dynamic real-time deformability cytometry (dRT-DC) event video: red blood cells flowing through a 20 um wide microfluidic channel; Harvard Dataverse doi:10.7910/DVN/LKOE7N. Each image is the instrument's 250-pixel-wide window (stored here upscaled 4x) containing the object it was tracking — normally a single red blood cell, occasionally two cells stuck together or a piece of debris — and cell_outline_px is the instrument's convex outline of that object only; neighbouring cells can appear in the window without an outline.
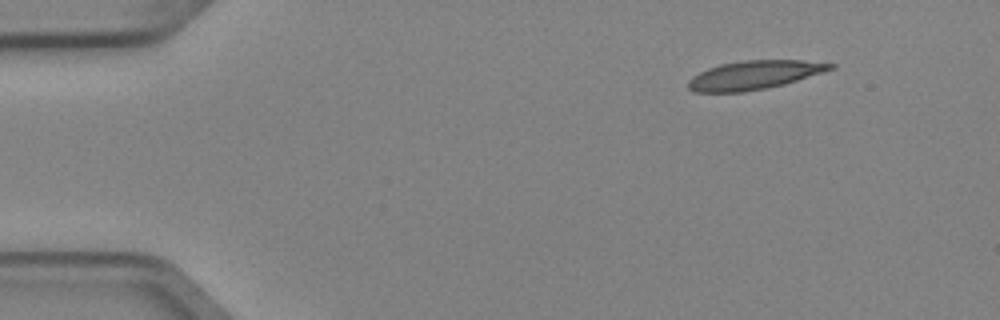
{"species": "Egyptian fruit bat (a non-hibernating species)", "species_latin": "Rousettus aegyptiacus", "temperature_condition": "cold", "stored_images_in_passage": 5, "camera_frame_rate_fps": 3000, "um_per_image_px": 0.085, "animal": {"sex": "female"}, "frame": {"image": 1, "passage_image": 1, "time_ms": 0.0, "image_size_px": [1000, 320], "cell_outline_px": [[836, 68], [824, 72], [784, 84], [768, 88], [744, 92], [692, 92], [688, 88], [688, 80], [692, 76], [708, 68], [720, 64], [744, 60], [804, 60], [836, 64]], "centroid_in_image_um": [64.11, 6.38], "position_along_channel_um": 20.9, "area_um2": 23.93}}
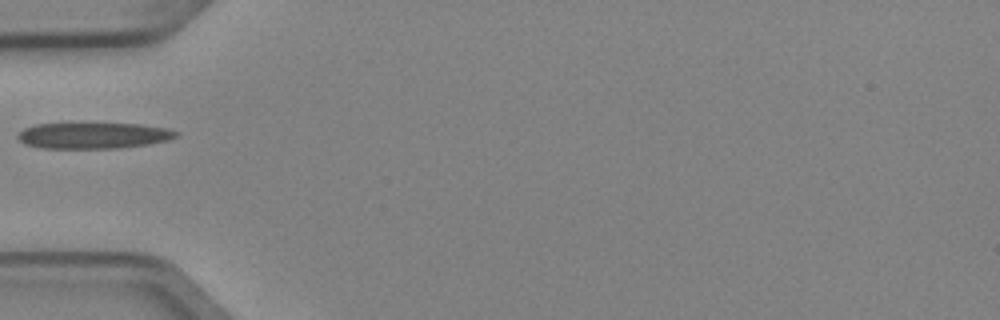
{"frame": {"image": 2, "passage_image": 4, "time_ms": 1.0, "image_size_px": [1000, 320], "cell_outline_px": [[180, 136], [168, 140], [148, 144], [116, 148], [44, 148], [24, 144], [16, 136], [24, 128], [36, 124], [140, 124], [168, 128], [180, 132]], "centroid_in_image_um": [7.98, 11.52], "position_along_channel_um": 77.0, "area_um2": 23.93}}
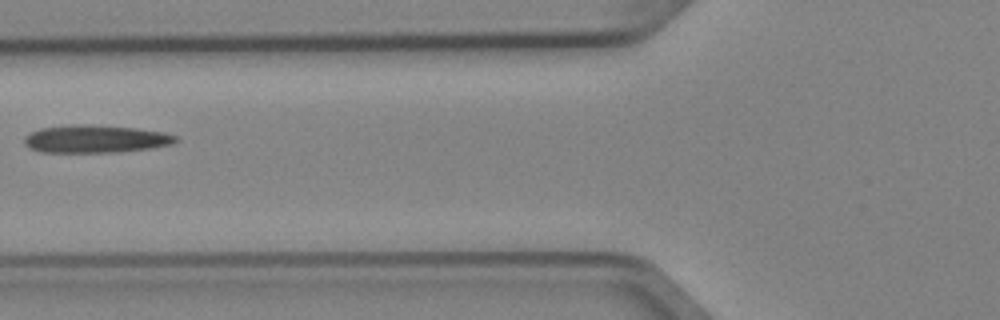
{"frame": {"image": 3, "passage_image": 5, "time_ms": 1.333, "image_size_px": [1000, 320], "cell_outline_px": [[180, 140], [172, 144], [152, 148], [120, 152], [40, 152], [28, 148], [24, 144], [24, 136], [40, 128], [76, 124], [88, 124], [136, 128], [164, 132], [176, 136]], "centroid_in_image_um": [8.12, 11.81], "position_along_channel_um": 117.7, "area_um2": 24.68}}